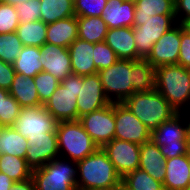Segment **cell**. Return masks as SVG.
<instances>
[{"mask_svg":"<svg viewBox=\"0 0 190 190\" xmlns=\"http://www.w3.org/2000/svg\"><path fill=\"white\" fill-rule=\"evenodd\" d=\"M76 164L77 190L122 187V177L101 147Z\"/></svg>","mask_w":190,"mask_h":190,"instance_id":"obj_1","label":"cell"},{"mask_svg":"<svg viewBox=\"0 0 190 190\" xmlns=\"http://www.w3.org/2000/svg\"><path fill=\"white\" fill-rule=\"evenodd\" d=\"M123 103L150 133L178 113L157 90L135 92Z\"/></svg>","mask_w":190,"mask_h":190,"instance_id":"obj_2","label":"cell"},{"mask_svg":"<svg viewBox=\"0 0 190 190\" xmlns=\"http://www.w3.org/2000/svg\"><path fill=\"white\" fill-rule=\"evenodd\" d=\"M156 90L177 112L183 111L190 105V69L179 64L158 66Z\"/></svg>","mask_w":190,"mask_h":190,"instance_id":"obj_3","label":"cell"},{"mask_svg":"<svg viewBox=\"0 0 190 190\" xmlns=\"http://www.w3.org/2000/svg\"><path fill=\"white\" fill-rule=\"evenodd\" d=\"M56 134L59 157L62 159L78 162L99 148L79 120L58 122ZM62 154H67V157Z\"/></svg>","mask_w":190,"mask_h":190,"instance_id":"obj_4","label":"cell"},{"mask_svg":"<svg viewBox=\"0 0 190 190\" xmlns=\"http://www.w3.org/2000/svg\"><path fill=\"white\" fill-rule=\"evenodd\" d=\"M76 177V162L60 157L32 170L35 190H77Z\"/></svg>","mask_w":190,"mask_h":190,"instance_id":"obj_5","label":"cell"},{"mask_svg":"<svg viewBox=\"0 0 190 190\" xmlns=\"http://www.w3.org/2000/svg\"><path fill=\"white\" fill-rule=\"evenodd\" d=\"M97 73L104 94L110 103H123L134 94L133 60L118 59L114 64Z\"/></svg>","mask_w":190,"mask_h":190,"instance_id":"obj_6","label":"cell"},{"mask_svg":"<svg viewBox=\"0 0 190 190\" xmlns=\"http://www.w3.org/2000/svg\"><path fill=\"white\" fill-rule=\"evenodd\" d=\"M80 85H83V76L75 74L67 76L43 105L58 122L78 120L77 96Z\"/></svg>","mask_w":190,"mask_h":190,"instance_id":"obj_7","label":"cell"},{"mask_svg":"<svg viewBox=\"0 0 190 190\" xmlns=\"http://www.w3.org/2000/svg\"><path fill=\"white\" fill-rule=\"evenodd\" d=\"M151 140L159 146L165 160L185 155L188 139L183 115L178 112L171 119L161 123L151 133Z\"/></svg>","mask_w":190,"mask_h":190,"instance_id":"obj_8","label":"cell"},{"mask_svg":"<svg viewBox=\"0 0 190 190\" xmlns=\"http://www.w3.org/2000/svg\"><path fill=\"white\" fill-rule=\"evenodd\" d=\"M176 24L175 14L153 15L146 20H134L133 33L137 54L146 59L157 40Z\"/></svg>","mask_w":190,"mask_h":190,"instance_id":"obj_9","label":"cell"},{"mask_svg":"<svg viewBox=\"0 0 190 190\" xmlns=\"http://www.w3.org/2000/svg\"><path fill=\"white\" fill-rule=\"evenodd\" d=\"M58 121L53 118L43 105L21 108L13 126L23 137L45 136L56 133Z\"/></svg>","mask_w":190,"mask_h":190,"instance_id":"obj_10","label":"cell"},{"mask_svg":"<svg viewBox=\"0 0 190 190\" xmlns=\"http://www.w3.org/2000/svg\"><path fill=\"white\" fill-rule=\"evenodd\" d=\"M79 121L98 147L102 148L114 139L116 129L114 103L80 117Z\"/></svg>","mask_w":190,"mask_h":190,"instance_id":"obj_11","label":"cell"},{"mask_svg":"<svg viewBox=\"0 0 190 190\" xmlns=\"http://www.w3.org/2000/svg\"><path fill=\"white\" fill-rule=\"evenodd\" d=\"M114 117L116 123L114 138L139 145L151 140L150 131L124 103H114Z\"/></svg>","mask_w":190,"mask_h":190,"instance_id":"obj_12","label":"cell"},{"mask_svg":"<svg viewBox=\"0 0 190 190\" xmlns=\"http://www.w3.org/2000/svg\"><path fill=\"white\" fill-rule=\"evenodd\" d=\"M102 149L107 153L117 173L123 178L129 172L139 168L140 145L114 138Z\"/></svg>","mask_w":190,"mask_h":190,"instance_id":"obj_13","label":"cell"},{"mask_svg":"<svg viewBox=\"0 0 190 190\" xmlns=\"http://www.w3.org/2000/svg\"><path fill=\"white\" fill-rule=\"evenodd\" d=\"M180 43L181 23H177L157 40L146 60L155 68L178 64Z\"/></svg>","mask_w":190,"mask_h":190,"instance_id":"obj_14","label":"cell"},{"mask_svg":"<svg viewBox=\"0 0 190 190\" xmlns=\"http://www.w3.org/2000/svg\"><path fill=\"white\" fill-rule=\"evenodd\" d=\"M109 104L110 101L104 94L98 73L83 76V85H80L77 96L78 120L80 117L102 109Z\"/></svg>","mask_w":190,"mask_h":190,"instance_id":"obj_15","label":"cell"},{"mask_svg":"<svg viewBox=\"0 0 190 190\" xmlns=\"http://www.w3.org/2000/svg\"><path fill=\"white\" fill-rule=\"evenodd\" d=\"M29 147L26 150V162L32 169L43 167L46 163L59 158L57 134L45 133V136L27 137Z\"/></svg>","mask_w":190,"mask_h":190,"instance_id":"obj_16","label":"cell"},{"mask_svg":"<svg viewBox=\"0 0 190 190\" xmlns=\"http://www.w3.org/2000/svg\"><path fill=\"white\" fill-rule=\"evenodd\" d=\"M40 51L43 71L50 73L60 82L72 74L71 58L68 48L45 43L40 47Z\"/></svg>","mask_w":190,"mask_h":190,"instance_id":"obj_17","label":"cell"},{"mask_svg":"<svg viewBox=\"0 0 190 190\" xmlns=\"http://www.w3.org/2000/svg\"><path fill=\"white\" fill-rule=\"evenodd\" d=\"M164 190H185L190 185V158L185 154L165 160Z\"/></svg>","mask_w":190,"mask_h":190,"instance_id":"obj_18","label":"cell"},{"mask_svg":"<svg viewBox=\"0 0 190 190\" xmlns=\"http://www.w3.org/2000/svg\"><path fill=\"white\" fill-rule=\"evenodd\" d=\"M94 43L81 39H75L68 47L71 58L72 74L88 76L96 74L98 71L93 61Z\"/></svg>","mask_w":190,"mask_h":190,"instance_id":"obj_19","label":"cell"},{"mask_svg":"<svg viewBox=\"0 0 190 190\" xmlns=\"http://www.w3.org/2000/svg\"><path fill=\"white\" fill-rule=\"evenodd\" d=\"M102 11V18L109 29L133 27L135 20V2L108 0Z\"/></svg>","mask_w":190,"mask_h":190,"instance_id":"obj_20","label":"cell"},{"mask_svg":"<svg viewBox=\"0 0 190 190\" xmlns=\"http://www.w3.org/2000/svg\"><path fill=\"white\" fill-rule=\"evenodd\" d=\"M105 43L113 49L119 59H142L135 47L133 27L108 29Z\"/></svg>","mask_w":190,"mask_h":190,"instance_id":"obj_21","label":"cell"},{"mask_svg":"<svg viewBox=\"0 0 190 190\" xmlns=\"http://www.w3.org/2000/svg\"><path fill=\"white\" fill-rule=\"evenodd\" d=\"M139 169L147 172L151 177L161 183L165 179V158L159 146L152 140L140 145Z\"/></svg>","mask_w":190,"mask_h":190,"instance_id":"obj_22","label":"cell"},{"mask_svg":"<svg viewBox=\"0 0 190 190\" xmlns=\"http://www.w3.org/2000/svg\"><path fill=\"white\" fill-rule=\"evenodd\" d=\"M75 39H78L76 16L47 24L46 43L68 48Z\"/></svg>","mask_w":190,"mask_h":190,"instance_id":"obj_23","label":"cell"},{"mask_svg":"<svg viewBox=\"0 0 190 190\" xmlns=\"http://www.w3.org/2000/svg\"><path fill=\"white\" fill-rule=\"evenodd\" d=\"M9 93L22 108L43 105L40 102L33 77H25L22 74L15 73Z\"/></svg>","mask_w":190,"mask_h":190,"instance_id":"obj_24","label":"cell"},{"mask_svg":"<svg viewBox=\"0 0 190 190\" xmlns=\"http://www.w3.org/2000/svg\"><path fill=\"white\" fill-rule=\"evenodd\" d=\"M40 59L41 51L39 47L23 46L13 63V68L16 73L22 74L25 77H34L43 71V64Z\"/></svg>","mask_w":190,"mask_h":190,"instance_id":"obj_25","label":"cell"},{"mask_svg":"<svg viewBox=\"0 0 190 190\" xmlns=\"http://www.w3.org/2000/svg\"><path fill=\"white\" fill-rule=\"evenodd\" d=\"M78 38L90 43L105 41L108 26L102 17H77Z\"/></svg>","mask_w":190,"mask_h":190,"instance_id":"obj_26","label":"cell"},{"mask_svg":"<svg viewBox=\"0 0 190 190\" xmlns=\"http://www.w3.org/2000/svg\"><path fill=\"white\" fill-rule=\"evenodd\" d=\"M29 142L13 127H0V154L19 158L26 156Z\"/></svg>","mask_w":190,"mask_h":190,"instance_id":"obj_27","label":"cell"},{"mask_svg":"<svg viewBox=\"0 0 190 190\" xmlns=\"http://www.w3.org/2000/svg\"><path fill=\"white\" fill-rule=\"evenodd\" d=\"M133 88L134 93L156 90V68L146 59L133 60Z\"/></svg>","mask_w":190,"mask_h":190,"instance_id":"obj_28","label":"cell"},{"mask_svg":"<svg viewBox=\"0 0 190 190\" xmlns=\"http://www.w3.org/2000/svg\"><path fill=\"white\" fill-rule=\"evenodd\" d=\"M40 4L41 21L46 24L75 16L74 0H40Z\"/></svg>","mask_w":190,"mask_h":190,"instance_id":"obj_29","label":"cell"},{"mask_svg":"<svg viewBox=\"0 0 190 190\" xmlns=\"http://www.w3.org/2000/svg\"><path fill=\"white\" fill-rule=\"evenodd\" d=\"M47 24L41 20L19 23L16 33L23 46L41 47L46 43Z\"/></svg>","mask_w":190,"mask_h":190,"instance_id":"obj_30","label":"cell"},{"mask_svg":"<svg viewBox=\"0 0 190 190\" xmlns=\"http://www.w3.org/2000/svg\"><path fill=\"white\" fill-rule=\"evenodd\" d=\"M175 14L174 0H137L135 20H146L153 15Z\"/></svg>","mask_w":190,"mask_h":190,"instance_id":"obj_31","label":"cell"},{"mask_svg":"<svg viewBox=\"0 0 190 190\" xmlns=\"http://www.w3.org/2000/svg\"><path fill=\"white\" fill-rule=\"evenodd\" d=\"M0 172L16 181H24L32 177V169L26 159L8 154H0Z\"/></svg>","mask_w":190,"mask_h":190,"instance_id":"obj_32","label":"cell"},{"mask_svg":"<svg viewBox=\"0 0 190 190\" xmlns=\"http://www.w3.org/2000/svg\"><path fill=\"white\" fill-rule=\"evenodd\" d=\"M122 190H164V187L163 183L138 168L122 178Z\"/></svg>","mask_w":190,"mask_h":190,"instance_id":"obj_33","label":"cell"},{"mask_svg":"<svg viewBox=\"0 0 190 190\" xmlns=\"http://www.w3.org/2000/svg\"><path fill=\"white\" fill-rule=\"evenodd\" d=\"M21 108L8 90L0 88V127H13Z\"/></svg>","mask_w":190,"mask_h":190,"instance_id":"obj_34","label":"cell"},{"mask_svg":"<svg viewBox=\"0 0 190 190\" xmlns=\"http://www.w3.org/2000/svg\"><path fill=\"white\" fill-rule=\"evenodd\" d=\"M23 48L16 32L0 34V60L13 64Z\"/></svg>","mask_w":190,"mask_h":190,"instance_id":"obj_35","label":"cell"},{"mask_svg":"<svg viewBox=\"0 0 190 190\" xmlns=\"http://www.w3.org/2000/svg\"><path fill=\"white\" fill-rule=\"evenodd\" d=\"M40 102L44 105L57 89L60 81L48 72L42 71L33 77Z\"/></svg>","mask_w":190,"mask_h":190,"instance_id":"obj_36","label":"cell"},{"mask_svg":"<svg viewBox=\"0 0 190 190\" xmlns=\"http://www.w3.org/2000/svg\"><path fill=\"white\" fill-rule=\"evenodd\" d=\"M93 61L97 71L103 70L114 64L119 58L105 41L94 44Z\"/></svg>","mask_w":190,"mask_h":190,"instance_id":"obj_37","label":"cell"},{"mask_svg":"<svg viewBox=\"0 0 190 190\" xmlns=\"http://www.w3.org/2000/svg\"><path fill=\"white\" fill-rule=\"evenodd\" d=\"M18 25L16 6L0 2V34L16 32Z\"/></svg>","mask_w":190,"mask_h":190,"instance_id":"obj_38","label":"cell"},{"mask_svg":"<svg viewBox=\"0 0 190 190\" xmlns=\"http://www.w3.org/2000/svg\"><path fill=\"white\" fill-rule=\"evenodd\" d=\"M108 0H74V14L76 17H102V10Z\"/></svg>","mask_w":190,"mask_h":190,"instance_id":"obj_39","label":"cell"},{"mask_svg":"<svg viewBox=\"0 0 190 190\" xmlns=\"http://www.w3.org/2000/svg\"><path fill=\"white\" fill-rule=\"evenodd\" d=\"M19 16V23H31L41 20V4L40 0H29L16 5Z\"/></svg>","mask_w":190,"mask_h":190,"instance_id":"obj_40","label":"cell"},{"mask_svg":"<svg viewBox=\"0 0 190 190\" xmlns=\"http://www.w3.org/2000/svg\"><path fill=\"white\" fill-rule=\"evenodd\" d=\"M178 64L190 69V35L181 25V43Z\"/></svg>","mask_w":190,"mask_h":190,"instance_id":"obj_41","label":"cell"},{"mask_svg":"<svg viewBox=\"0 0 190 190\" xmlns=\"http://www.w3.org/2000/svg\"><path fill=\"white\" fill-rule=\"evenodd\" d=\"M13 64L0 60V88L9 91L15 76Z\"/></svg>","mask_w":190,"mask_h":190,"instance_id":"obj_42","label":"cell"},{"mask_svg":"<svg viewBox=\"0 0 190 190\" xmlns=\"http://www.w3.org/2000/svg\"><path fill=\"white\" fill-rule=\"evenodd\" d=\"M175 18L177 23L190 18V0H174Z\"/></svg>","mask_w":190,"mask_h":190,"instance_id":"obj_43","label":"cell"},{"mask_svg":"<svg viewBox=\"0 0 190 190\" xmlns=\"http://www.w3.org/2000/svg\"><path fill=\"white\" fill-rule=\"evenodd\" d=\"M9 190H35L34 181L32 177L24 181H16Z\"/></svg>","mask_w":190,"mask_h":190,"instance_id":"obj_44","label":"cell"},{"mask_svg":"<svg viewBox=\"0 0 190 190\" xmlns=\"http://www.w3.org/2000/svg\"><path fill=\"white\" fill-rule=\"evenodd\" d=\"M14 182L7 174L0 172V190H9Z\"/></svg>","mask_w":190,"mask_h":190,"instance_id":"obj_45","label":"cell"},{"mask_svg":"<svg viewBox=\"0 0 190 190\" xmlns=\"http://www.w3.org/2000/svg\"><path fill=\"white\" fill-rule=\"evenodd\" d=\"M180 113L183 115V119H187V121L185 120V122H186V132H187V139L190 140V115L189 116H187V115L185 116V114H184L185 112L184 111H181Z\"/></svg>","mask_w":190,"mask_h":190,"instance_id":"obj_46","label":"cell"},{"mask_svg":"<svg viewBox=\"0 0 190 190\" xmlns=\"http://www.w3.org/2000/svg\"><path fill=\"white\" fill-rule=\"evenodd\" d=\"M26 1H29V0H0V2L2 3L15 5V6Z\"/></svg>","mask_w":190,"mask_h":190,"instance_id":"obj_47","label":"cell"},{"mask_svg":"<svg viewBox=\"0 0 190 190\" xmlns=\"http://www.w3.org/2000/svg\"><path fill=\"white\" fill-rule=\"evenodd\" d=\"M181 25L183 26L184 31H186L190 35V18L183 21Z\"/></svg>","mask_w":190,"mask_h":190,"instance_id":"obj_48","label":"cell"},{"mask_svg":"<svg viewBox=\"0 0 190 190\" xmlns=\"http://www.w3.org/2000/svg\"><path fill=\"white\" fill-rule=\"evenodd\" d=\"M88 190H122V187H114V188H97V189H88Z\"/></svg>","mask_w":190,"mask_h":190,"instance_id":"obj_49","label":"cell"},{"mask_svg":"<svg viewBox=\"0 0 190 190\" xmlns=\"http://www.w3.org/2000/svg\"><path fill=\"white\" fill-rule=\"evenodd\" d=\"M186 155L190 158V140L187 141Z\"/></svg>","mask_w":190,"mask_h":190,"instance_id":"obj_50","label":"cell"},{"mask_svg":"<svg viewBox=\"0 0 190 190\" xmlns=\"http://www.w3.org/2000/svg\"><path fill=\"white\" fill-rule=\"evenodd\" d=\"M124 1H131V2H136L137 0H124Z\"/></svg>","mask_w":190,"mask_h":190,"instance_id":"obj_51","label":"cell"}]
</instances>
